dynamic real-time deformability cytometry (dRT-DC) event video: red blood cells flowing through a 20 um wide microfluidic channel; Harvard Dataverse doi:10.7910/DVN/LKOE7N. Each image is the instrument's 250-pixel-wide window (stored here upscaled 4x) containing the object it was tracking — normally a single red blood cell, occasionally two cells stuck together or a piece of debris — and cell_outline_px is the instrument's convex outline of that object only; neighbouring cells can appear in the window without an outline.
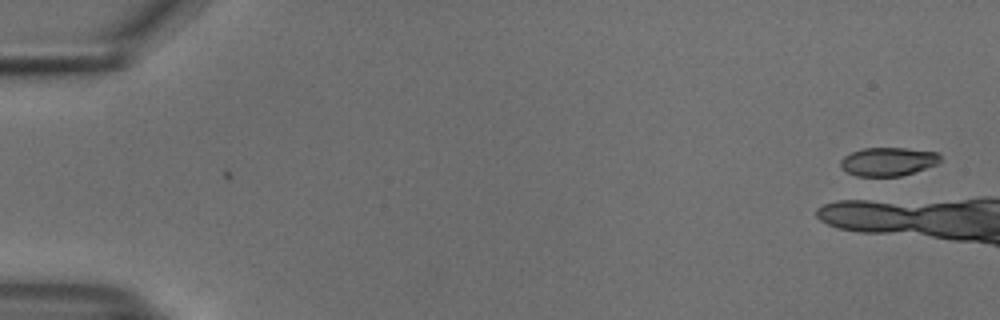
{"species": "common noctule bat (a hibernating species)", "species_latin": "Nyctalus noctula", "temperature_condition": "cold", "stored_images_in_passage": 2, "camera_frame_rate_fps": 3000, "um_per_image_px": 0.085, "animal": {"sex": "male", "body_mass_g": 18.8}, "frame": {"image": 1, "passage_image": 1, "time_ms": 0.0, "image_size_px": [1000, 320], "cell_outline_px": [[940, 160], [936, 164], [900, 176], [856, 176], [840, 168], [840, 160], [844, 156], [852, 152], [864, 148], [908, 148], [936, 152], [940, 156]], "centroid_in_image_um": [75.44, 13.73], "position_along_channel_um": 9.6, "area_um2": 16.42}}